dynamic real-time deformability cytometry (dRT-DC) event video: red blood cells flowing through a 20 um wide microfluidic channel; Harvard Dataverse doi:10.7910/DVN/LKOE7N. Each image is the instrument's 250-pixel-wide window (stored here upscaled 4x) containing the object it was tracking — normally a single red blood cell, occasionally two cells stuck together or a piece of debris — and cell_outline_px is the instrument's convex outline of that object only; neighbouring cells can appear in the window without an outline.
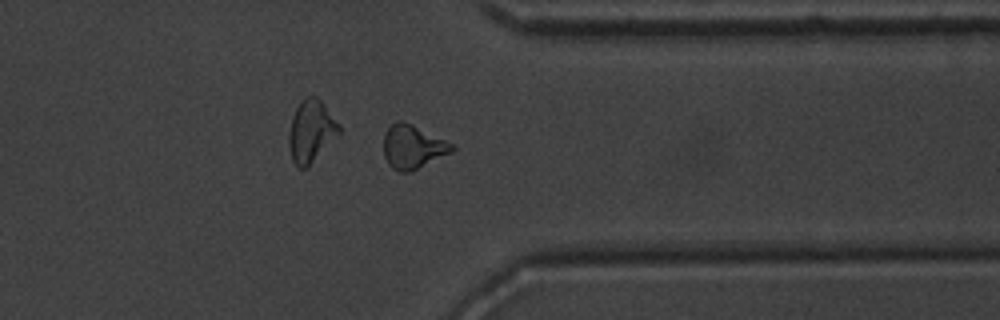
{"species": "common noctule bat (a hibernating species)", "species_latin": "Nyctalus noctula", "temperature_condition": "warm", "stored_images_in_passage": 47, "camera_frame_rate_fps": 3000, "um_per_image_px": 0.085, "animal": {"sex": "male", "body_mass_g": 20.1, "forearm_length_mm": 53.5}, "frame": {"image": 1, "passage_image": 40, "time_ms": 13.0, "image_size_px": [1000, 320], "cell_outline_px": [[456, 148], [452, 152], [412, 172], [400, 172], [392, 168], [388, 164], [384, 156], [384, 132], [396, 120], [400, 120], [412, 124], [452, 144]], "centroid_in_image_um": [35.06, 12.5], "position_along_channel_um": 376.3, "area_um2": 17.4}}